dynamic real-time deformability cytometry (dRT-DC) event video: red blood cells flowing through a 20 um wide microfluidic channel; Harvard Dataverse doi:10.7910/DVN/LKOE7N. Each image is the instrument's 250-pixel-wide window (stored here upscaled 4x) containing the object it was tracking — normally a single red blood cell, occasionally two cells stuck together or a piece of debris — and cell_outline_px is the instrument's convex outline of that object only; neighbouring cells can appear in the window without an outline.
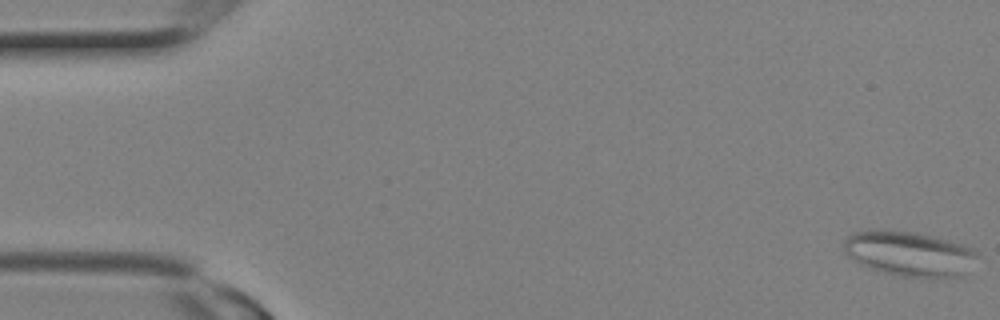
{"species": "Egyptian fruit bat (a non-hibernating species)", "species_latin": "Rousettus aegyptiacus", "temperature_condition": "room temperature", "stored_images_in_passage": 6, "camera_frame_rate_fps": 3000, "um_per_image_px": 0.085, "animal": {"sex": "female"}, "frame": {"image": 1, "passage_image": 1, "time_ms": 0.0, "image_size_px": [1000, 320], "cell_outline_px": [[980, 256], [964, 276], [900, 276], [880, 272], [868, 268], [860, 264], [848, 256], [844, 252], [844, 240], [848, 236], [856, 232], [872, 228], [880, 228], [916, 232], [964, 244], [980, 252]], "centroid_in_image_um": [77.3, 21.53], "position_along_channel_um": 7.7, "area_um2": 35.43}}